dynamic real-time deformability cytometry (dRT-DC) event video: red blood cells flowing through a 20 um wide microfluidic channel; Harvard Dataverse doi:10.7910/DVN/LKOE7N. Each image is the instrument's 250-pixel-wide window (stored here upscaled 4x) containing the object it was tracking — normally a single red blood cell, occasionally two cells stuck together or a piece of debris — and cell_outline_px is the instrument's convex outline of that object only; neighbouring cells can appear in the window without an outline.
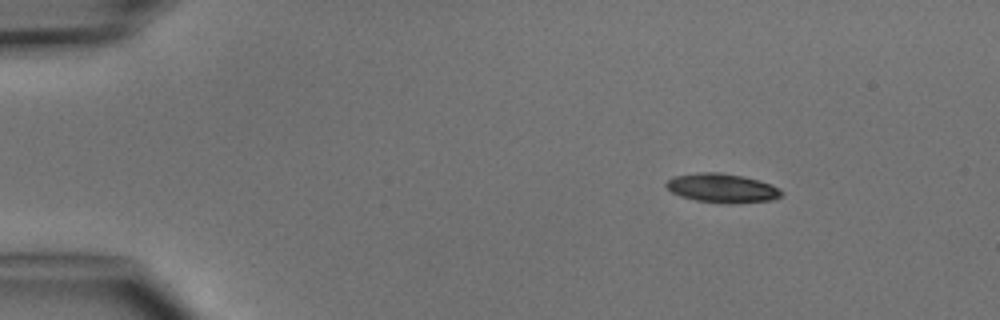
{"species": "common noctule bat (a hibernating species)", "species_latin": "Nyctalus noctula", "temperature_condition": "cold", "stored_images_in_passage": 4, "camera_frame_rate_fps": 3000, "um_per_image_px": 0.085, "animal": {"sex": "male", "body_mass_g": 15.6}, "frame": {"image": 1, "passage_image": 2, "time_ms": 1.0, "image_size_px": [1000, 320], "cell_outline_px": [[784, 192], [780, 196], [772, 200], [696, 200], [680, 196], [672, 192], [664, 184], [672, 176], [700, 172], [720, 172], [744, 176], [768, 184]], "centroid_in_image_um": [61.28, 15.92], "position_along_channel_um": 23.7, "area_um2": 18.26}}
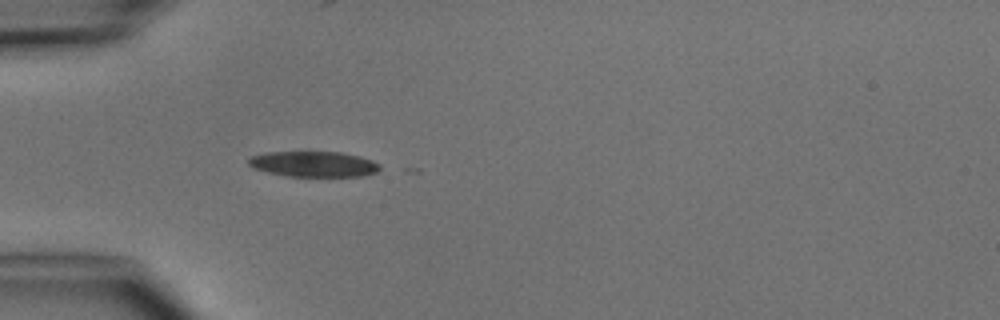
{"frame": {"image": 2, "passage_image": 4, "time_ms": 3.667, "image_size_px": [1000, 320], "cell_outline_px": [[380, 168], [376, 172], [360, 176], [288, 176], [268, 172], [252, 168], [248, 164], [248, 160], [252, 156], [264, 152], [340, 152], [360, 156], [372, 160], [380, 164]], "centroid_in_image_um": [26.65, 13.94], "position_along_channel_um": 58.4, "area_um2": 19.48}}